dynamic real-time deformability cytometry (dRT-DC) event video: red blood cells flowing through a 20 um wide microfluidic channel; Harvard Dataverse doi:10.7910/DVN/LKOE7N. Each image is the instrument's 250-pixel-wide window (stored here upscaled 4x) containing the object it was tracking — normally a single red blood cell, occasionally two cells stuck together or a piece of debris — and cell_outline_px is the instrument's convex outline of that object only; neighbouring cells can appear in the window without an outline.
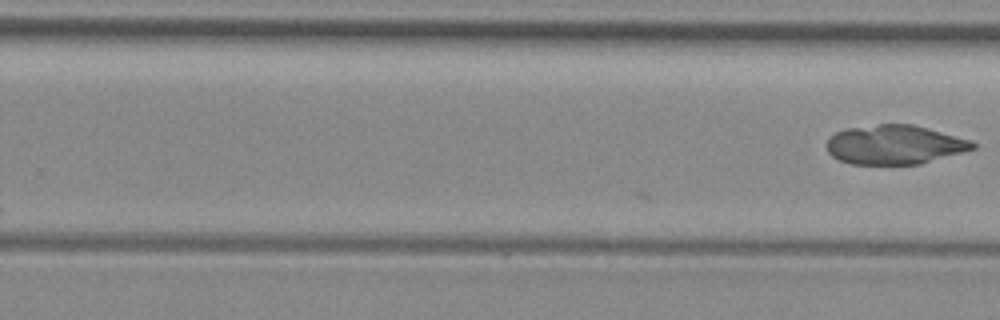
{"species": "common noctule bat (a hibernating species)", "species_latin": "Nyctalus noctula", "temperature_condition": "room temperature", "stored_images_in_passage": 16, "camera_frame_rate_fps": 3000, "um_per_image_px": 0.085, "animal": {"sex": "female", "body_mass_g": 29.2, "forearm_length_mm": 56.3}, "frame": {"image": 1, "passage_image": 16, "time_ms": 5.0, "image_size_px": [1000, 320], "cell_outline_px": [[976, 148], [964, 152], [920, 164], [852, 164], [840, 160], [832, 156], [828, 152], [828, 136], [836, 132], [848, 128], [880, 124], [912, 124], [928, 128], [972, 140], [976, 144]], "centroid_in_image_um": [76.07, 12.3], "position_along_channel_um": 253.7, "area_um2": 33.35}}